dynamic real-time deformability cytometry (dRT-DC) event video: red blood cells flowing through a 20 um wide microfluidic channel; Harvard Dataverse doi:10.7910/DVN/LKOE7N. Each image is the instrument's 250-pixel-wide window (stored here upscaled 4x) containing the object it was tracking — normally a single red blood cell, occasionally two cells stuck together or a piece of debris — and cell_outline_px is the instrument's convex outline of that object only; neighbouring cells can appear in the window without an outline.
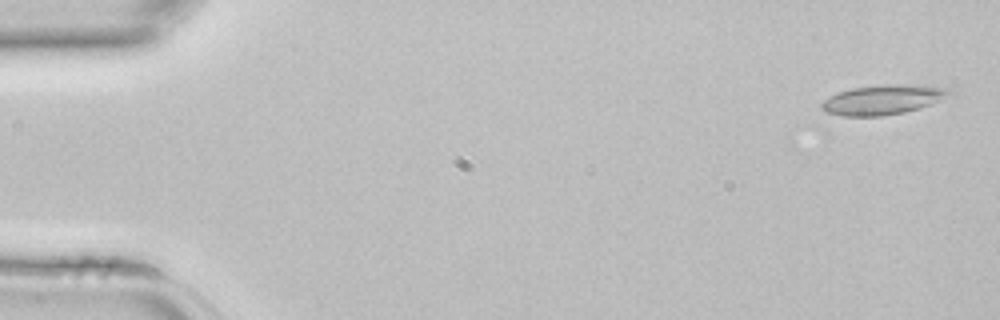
{"species": "common noctule bat (a hibernating species)", "species_latin": "Nyctalus noctula", "temperature_condition": "room temperature", "stored_images_in_passage": 4, "camera_frame_rate_fps": 3000, "um_per_image_px": 0.085, "animal": {"sex": "female", "body_mass_g": 22.7, "forearm_length_mm": 54.2}, "frame": {"image": 1, "passage_image": 1, "time_ms": 0.0, "image_size_px": [1000, 320], "cell_outline_px": [[956, 92], [940, 100], [920, 108], [904, 112], [880, 116], [844, 116], [824, 112], [820, 108], [820, 104], [824, 100], [840, 92], [852, 88], [884, 84], [920, 84], [948, 88]], "centroid_in_image_um": [75.09, 8.46], "position_along_channel_um": 9.9, "area_um2": 22.25}}